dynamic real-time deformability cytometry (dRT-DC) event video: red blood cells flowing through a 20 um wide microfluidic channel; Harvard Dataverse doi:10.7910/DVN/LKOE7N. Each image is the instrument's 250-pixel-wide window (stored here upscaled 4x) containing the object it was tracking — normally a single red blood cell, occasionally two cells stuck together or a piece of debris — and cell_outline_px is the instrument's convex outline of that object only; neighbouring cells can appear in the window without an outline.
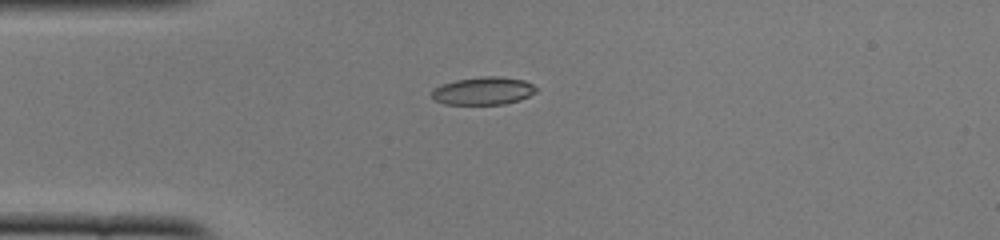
{"species": "common noctule bat (a hibernating species)", "species_latin": "Nyctalus noctula", "temperature_condition": "cold", "stored_images_in_passage": 39, "camera_frame_rate_fps": 3000, "um_per_image_px": 0.085, "animal": {"sex": "female", "body_mass_g": 22.0, "forearm_length_mm": 56.7}, "frame": {"image": 1, "passage_image": 1, "time_ms": 0.0, "image_size_px": [1000, 240], "cell_outline_px": [[536, 92], [520, 100], [504, 104], [444, 104], [436, 100], [432, 96], [432, 92], [436, 88], [444, 84], [456, 80], [484, 76], [500, 76], [524, 80], [532, 84], [536, 88]], "centroid_in_image_um": [41.12, 7.72], "position_along_channel_um": 43.9, "area_um2": 16.7}}
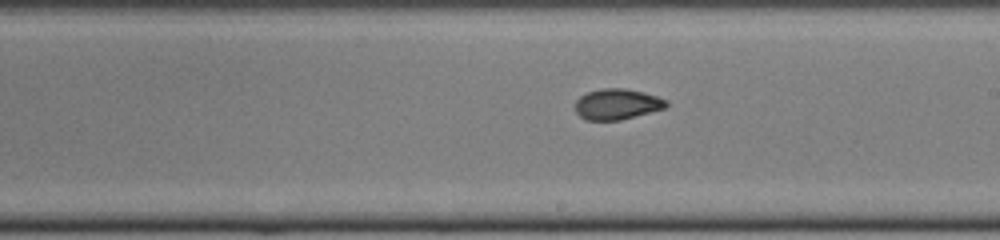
{"frame": {"image": 2, "passage_image": 17, "time_ms": 5.333, "image_size_px": [1000, 240], "cell_outline_px": [[668, 104], [664, 108], [620, 120], [584, 120], [576, 112], [576, 100], [580, 96], [588, 92], [600, 88], [624, 88], [644, 92], [668, 100]], "centroid_in_image_um": [52.44, 8.85], "position_along_channel_um": 236.6, "area_um2": 16.24}}
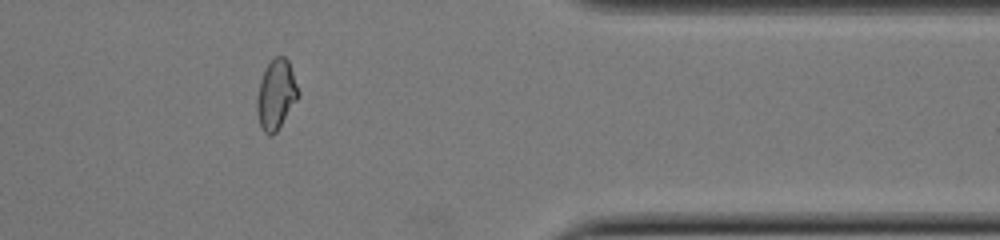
{"frame": {"image": 3, "passage_image": 30, "time_ms": 9.667, "image_size_px": [1000, 240], "cell_outline_px": [[300, 96], [276, 132], [272, 136], [268, 136], [260, 128], [256, 112], [256, 96], [260, 80], [268, 64], [276, 56], [284, 56], [288, 60], [300, 92]], "centroid_in_image_um": [23.46, 8.08], "position_along_channel_um": 387.9, "area_um2": 16.99}, "authors_computed_cell_mechanics": {"area_um2": 16.8198, "velocity_mm_per_s": 3.93, "shape_relaxation_time_tau1_ms": 4.198, "shape_relaxation_time_tau2_ms": 1.8237, "deformation_change_tau1": 0.1647, "deformation_change_tau2": 0.0631}}